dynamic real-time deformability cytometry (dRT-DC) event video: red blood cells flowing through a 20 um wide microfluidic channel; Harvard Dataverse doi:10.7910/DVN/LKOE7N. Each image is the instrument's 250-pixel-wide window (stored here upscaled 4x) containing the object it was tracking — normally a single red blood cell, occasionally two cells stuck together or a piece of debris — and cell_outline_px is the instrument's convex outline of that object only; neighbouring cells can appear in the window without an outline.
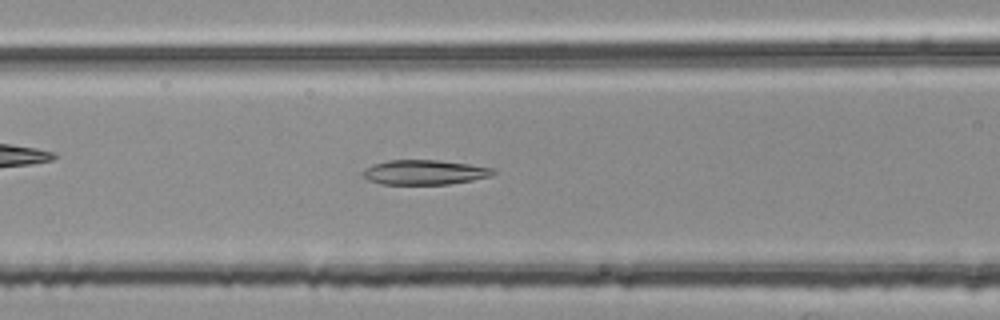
{"species": "common noctule bat (a hibernating species)", "species_latin": "Nyctalus noctula", "temperature_condition": "room temperature", "stored_images_in_passage": 52, "camera_frame_rate_fps": 3000, "um_per_image_px": 0.085, "animal": {"sex": "female", "body_mass_g": 25.1}, "frame": {"image": 1, "passage_image": 21, "time_ms": 6.667, "image_size_px": [1000, 320], "cell_outline_px": [[496, 172], [492, 176], [472, 180], [448, 184], [380, 184], [368, 180], [360, 172], [364, 168], [372, 164], [388, 160], [436, 160], [468, 164], [496, 168]], "centroid_in_image_um": [36.07, 14.64], "position_along_channel_um": 130.5, "area_um2": 18.9}}
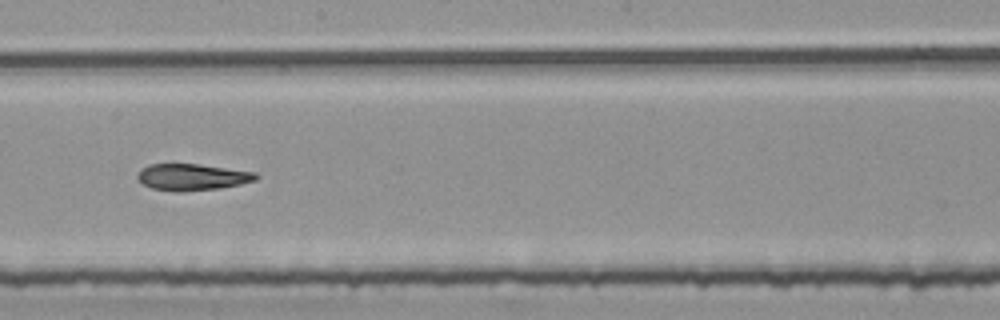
{"frame": {"image": 2, "passage_image": 29, "time_ms": 9.333, "image_size_px": [1000, 320], "cell_outline_px": [[260, 176], [256, 180], [240, 184], [220, 188], [184, 192], [176, 192], [152, 188], [144, 184], [136, 176], [148, 164], [200, 164], [256, 172]], "centroid_in_image_um": [16.38, 15.05], "position_along_channel_um": 231.8, "area_um2": 18.32}}
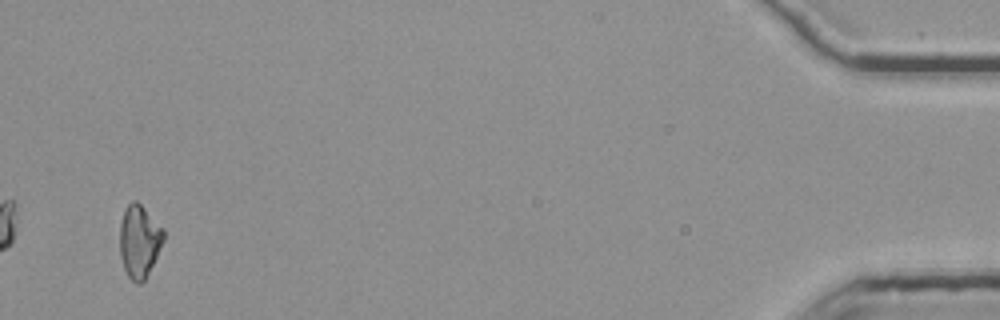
{"frame": {"image": 3, "passage_image": 51, "time_ms": 16.667, "image_size_px": [1000, 320], "cell_outline_px": [[164, 240], [144, 280], [140, 284], [136, 284], [128, 276], [124, 268], [120, 256], [120, 224], [124, 212], [128, 204], [132, 200], [136, 200], [164, 228]], "centroid_in_image_um": [11.83, 20.49], "position_along_channel_um": 423.4, "area_um2": 18.32}, "authors_computed_cell_mechanics": {"area_um2": 19.0451, "velocity_mm_per_s": 3.8104, "shape_relaxation_time_tau1_ms": null, "shape_relaxation_time_tau2_ms": 5.0424, "deformation_change_tau1": null, "deformation_change_tau2": 0.1137}}